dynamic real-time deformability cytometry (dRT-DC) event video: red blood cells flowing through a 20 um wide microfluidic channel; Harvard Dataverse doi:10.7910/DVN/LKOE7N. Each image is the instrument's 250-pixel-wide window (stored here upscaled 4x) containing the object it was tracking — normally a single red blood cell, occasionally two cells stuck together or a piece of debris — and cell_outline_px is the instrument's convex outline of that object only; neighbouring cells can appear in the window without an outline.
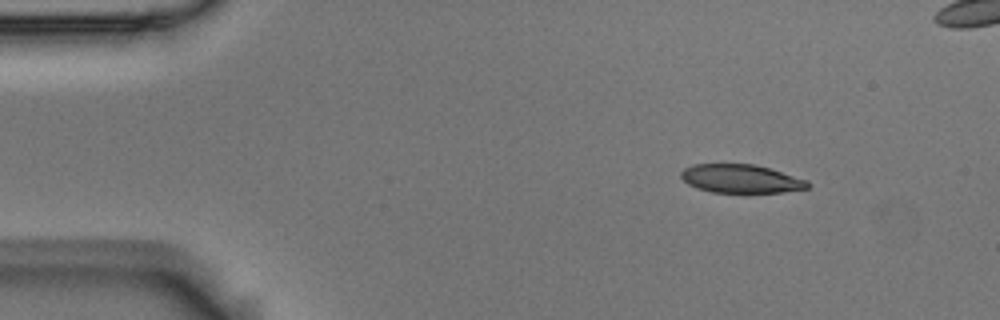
{"species": "Egyptian fruit bat (a non-hibernating species)", "species_latin": "Rousettus aegyptiacus", "temperature_condition": "room temperature", "stored_images_in_passage": 13, "camera_frame_rate_fps": 3000, "um_per_image_px": 0.085, "animal": {"sex": "male"}, "frame": {"image": 1, "passage_image": 1, "time_ms": 0.0, "image_size_px": [1000, 320], "cell_outline_px": [[812, 184], [808, 188], [784, 192], [712, 192], [696, 188], [688, 184], [680, 176], [680, 172], [684, 168], [692, 164], [756, 164], [808, 180]], "centroid_in_image_um": [62.98, 15.18], "position_along_channel_um": 22.0, "area_um2": 21.1}}
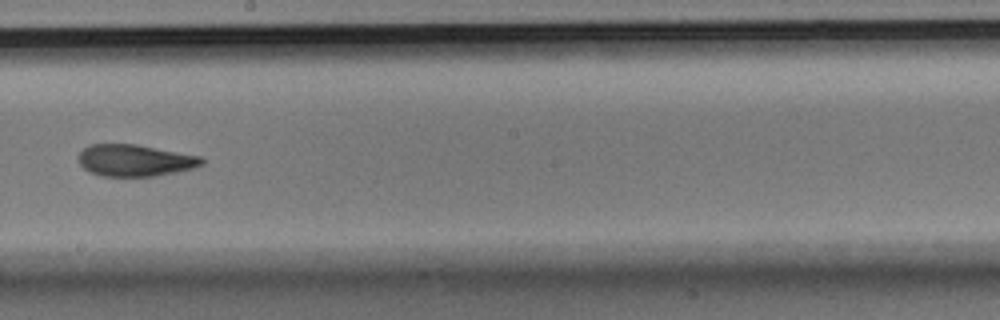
{"frame": {"image": 2, "passage_image": 7, "time_ms": 2.0, "image_size_px": [1000, 320], "cell_outline_px": [[204, 164], [192, 168], [176, 172], [156, 176], [100, 176], [88, 172], [80, 164], [80, 152], [84, 148], [92, 144], [136, 144], [200, 156], [204, 160]], "centroid_in_image_um": [11.47, 13.64], "position_along_channel_um": 236.7, "area_um2": 22.72}}
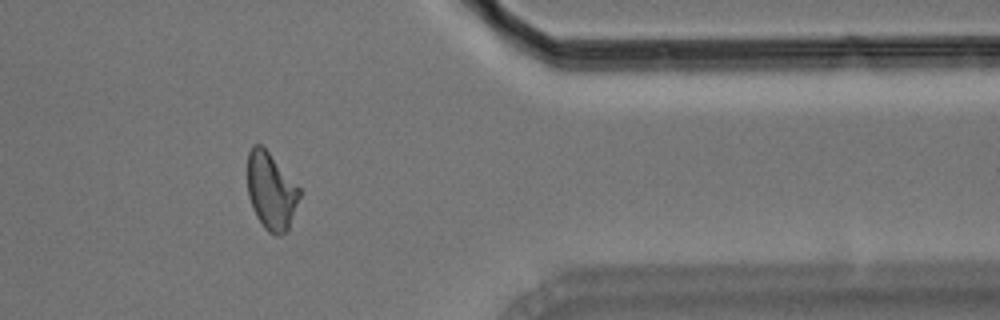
{"frame": {"image": 3, "passage_image": 11, "time_ms": 3.333, "image_size_px": [1000, 320], "cell_outline_px": [[300, 196], [288, 232], [280, 236], [276, 236], [268, 232], [264, 228], [256, 216], [248, 196], [248, 152], [252, 144], [260, 144], [268, 152], [300, 188]], "centroid_in_image_um": [23.04, 16.28], "position_along_channel_um": 388.4, "area_um2": 23.35}}